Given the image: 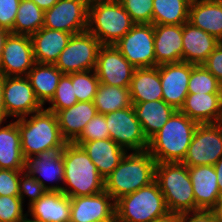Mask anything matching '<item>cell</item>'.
Instances as JSON below:
<instances>
[{
  "instance_id": "obj_1",
  "label": "cell",
  "mask_w": 222,
  "mask_h": 222,
  "mask_svg": "<svg viewBox=\"0 0 222 222\" xmlns=\"http://www.w3.org/2000/svg\"><path fill=\"white\" fill-rule=\"evenodd\" d=\"M199 124L176 110L148 143L147 151L157 163H182Z\"/></svg>"
},
{
  "instance_id": "obj_2",
  "label": "cell",
  "mask_w": 222,
  "mask_h": 222,
  "mask_svg": "<svg viewBox=\"0 0 222 222\" xmlns=\"http://www.w3.org/2000/svg\"><path fill=\"white\" fill-rule=\"evenodd\" d=\"M157 162L145 151L127 152L104 179V190L116 201L155 181Z\"/></svg>"
},
{
  "instance_id": "obj_3",
  "label": "cell",
  "mask_w": 222,
  "mask_h": 222,
  "mask_svg": "<svg viewBox=\"0 0 222 222\" xmlns=\"http://www.w3.org/2000/svg\"><path fill=\"white\" fill-rule=\"evenodd\" d=\"M21 139V150L26 161L40 152L63 149L67 141L63 138L57 116L45 107L16 119Z\"/></svg>"
},
{
  "instance_id": "obj_4",
  "label": "cell",
  "mask_w": 222,
  "mask_h": 222,
  "mask_svg": "<svg viewBox=\"0 0 222 222\" xmlns=\"http://www.w3.org/2000/svg\"><path fill=\"white\" fill-rule=\"evenodd\" d=\"M64 178L62 192L70 198L91 196L104 190V178L85 150L67 143L62 151Z\"/></svg>"
},
{
  "instance_id": "obj_5",
  "label": "cell",
  "mask_w": 222,
  "mask_h": 222,
  "mask_svg": "<svg viewBox=\"0 0 222 222\" xmlns=\"http://www.w3.org/2000/svg\"><path fill=\"white\" fill-rule=\"evenodd\" d=\"M169 213L156 180L115 201V222H152Z\"/></svg>"
},
{
  "instance_id": "obj_6",
  "label": "cell",
  "mask_w": 222,
  "mask_h": 222,
  "mask_svg": "<svg viewBox=\"0 0 222 222\" xmlns=\"http://www.w3.org/2000/svg\"><path fill=\"white\" fill-rule=\"evenodd\" d=\"M155 180L170 213L195 211V196L188 167L180 162L157 163Z\"/></svg>"
},
{
  "instance_id": "obj_7",
  "label": "cell",
  "mask_w": 222,
  "mask_h": 222,
  "mask_svg": "<svg viewBox=\"0 0 222 222\" xmlns=\"http://www.w3.org/2000/svg\"><path fill=\"white\" fill-rule=\"evenodd\" d=\"M134 25L121 3L96 2L88 6L87 31L102 45H114Z\"/></svg>"
},
{
  "instance_id": "obj_8",
  "label": "cell",
  "mask_w": 222,
  "mask_h": 222,
  "mask_svg": "<svg viewBox=\"0 0 222 222\" xmlns=\"http://www.w3.org/2000/svg\"><path fill=\"white\" fill-rule=\"evenodd\" d=\"M101 42L88 31L72 35L55 66L63 74L95 70Z\"/></svg>"
},
{
  "instance_id": "obj_9",
  "label": "cell",
  "mask_w": 222,
  "mask_h": 222,
  "mask_svg": "<svg viewBox=\"0 0 222 222\" xmlns=\"http://www.w3.org/2000/svg\"><path fill=\"white\" fill-rule=\"evenodd\" d=\"M110 138L127 152L148 149L149 140L144 135L133 105L105 115Z\"/></svg>"
},
{
  "instance_id": "obj_10",
  "label": "cell",
  "mask_w": 222,
  "mask_h": 222,
  "mask_svg": "<svg viewBox=\"0 0 222 222\" xmlns=\"http://www.w3.org/2000/svg\"><path fill=\"white\" fill-rule=\"evenodd\" d=\"M114 45L135 68L156 67L153 24H135Z\"/></svg>"
},
{
  "instance_id": "obj_11",
  "label": "cell",
  "mask_w": 222,
  "mask_h": 222,
  "mask_svg": "<svg viewBox=\"0 0 222 222\" xmlns=\"http://www.w3.org/2000/svg\"><path fill=\"white\" fill-rule=\"evenodd\" d=\"M222 157V123L199 124L183 164L187 167L214 165Z\"/></svg>"
},
{
  "instance_id": "obj_12",
  "label": "cell",
  "mask_w": 222,
  "mask_h": 222,
  "mask_svg": "<svg viewBox=\"0 0 222 222\" xmlns=\"http://www.w3.org/2000/svg\"><path fill=\"white\" fill-rule=\"evenodd\" d=\"M88 6L83 0H59L45 11L43 27L73 35L85 32L88 27Z\"/></svg>"
},
{
  "instance_id": "obj_13",
  "label": "cell",
  "mask_w": 222,
  "mask_h": 222,
  "mask_svg": "<svg viewBox=\"0 0 222 222\" xmlns=\"http://www.w3.org/2000/svg\"><path fill=\"white\" fill-rule=\"evenodd\" d=\"M135 67L115 45H102L98 52L95 72L105 85L130 88Z\"/></svg>"
},
{
  "instance_id": "obj_14",
  "label": "cell",
  "mask_w": 222,
  "mask_h": 222,
  "mask_svg": "<svg viewBox=\"0 0 222 222\" xmlns=\"http://www.w3.org/2000/svg\"><path fill=\"white\" fill-rule=\"evenodd\" d=\"M3 97L8 116L13 120L44 108L26 76H5Z\"/></svg>"
},
{
  "instance_id": "obj_15",
  "label": "cell",
  "mask_w": 222,
  "mask_h": 222,
  "mask_svg": "<svg viewBox=\"0 0 222 222\" xmlns=\"http://www.w3.org/2000/svg\"><path fill=\"white\" fill-rule=\"evenodd\" d=\"M30 36L9 33L0 59V72L5 76H27L35 64Z\"/></svg>"
},
{
  "instance_id": "obj_16",
  "label": "cell",
  "mask_w": 222,
  "mask_h": 222,
  "mask_svg": "<svg viewBox=\"0 0 222 222\" xmlns=\"http://www.w3.org/2000/svg\"><path fill=\"white\" fill-rule=\"evenodd\" d=\"M70 201V222H115V200L105 190Z\"/></svg>"
},
{
  "instance_id": "obj_17",
  "label": "cell",
  "mask_w": 222,
  "mask_h": 222,
  "mask_svg": "<svg viewBox=\"0 0 222 222\" xmlns=\"http://www.w3.org/2000/svg\"><path fill=\"white\" fill-rule=\"evenodd\" d=\"M192 64L187 62L159 65L163 100L175 110H180L188 95V82Z\"/></svg>"
},
{
  "instance_id": "obj_18",
  "label": "cell",
  "mask_w": 222,
  "mask_h": 222,
  "mask_svg": "<svg viewBox=\"0 0 222 222\" xmlns=\"http://www.w3.org/2000/svg\"><path fill=\"white\" fill-rule=\"evenodd\" d=\"M63 149H50L40 152L26 161V170L47 191L62 192L64 178ZM49 181L51 184H46ZM52 182H55L52 184ZM59 183V184H58ZM62 183V184H61Z\"/></svg>"
},
{
  "instance_id": "obj_19",
  "label": "cell",
  "mask_w": 222,
  "mask_h": 222,
  "mask_svg": "<svg viewBox=\"0 0 222 222\" xmlns=\"http://www.w3.org/2000/svg\"><path fill=\"white\" fill-rule=\"evenodd\" d=\"M188 172L195 196V211L215 210L221 199V193L214 165L188 167Z\"/></svg>"
},
{
  "instance_id": "obj_20",
  "label": "cell",
  "mask_w": 222,
  "mask_h": 222,
  "mask_svg": "<svg viewBox=\"0 0 222 222\" xmlns=\"http://www.w3.org/2000/svg\"><path fill=\"white\" fill-rule=\"evenodd\" d=\"M180 111L198 124L222 123V93H188Z\"/></svg>"
},
{
  "instance_id": "obj_21",
  "label": "cell",
  "mask_w": 222,
  "mask_h": 222,
  "mask_svg": "<svg viewBox=\"0 0 222 222\" xmlns=\"http://www.w3.org/2000/svg\"><path fill=\"white\" fill-rule=\"evenodd\" d=\"M182 61L203 64L220 43L214 36L186 22L182 25Z\"/></svg>"
},
{
  "instance_id": "obj_22",
  "label": "cell",
  "mask_w": 222,
  "mask_h": 222,
  "mask_svg": "<svg viewBox=\"0 0 222 222\" xmlns=\"http://www.w3.org/2000/svg\"><path fill=\"white\" fill-rule=\"evenodd\" d=\"M73 143L85 150L104 179L112 173L127 153L125 149L117 145L111 138L74 141Z\"/></svg>"
},
{
  "instance_id": "obj_23",
  "label": "cell",
  "mask_w": 222,
  "mask_h": 222,
  "mask_svg": "<svg viewBox=\"0 0 222 222\" xmlns=\"http://www.w3.org/2000/svg\"><path fill=\"white\" fill-rule=\"evenodd\" d=\"M182 25H154L156 66L182 62Z\"/></svg>"
},
{
  "instance_id": "obj_24",
  "label": "cell",
  "mask_w": 222,
  "mask_h": 222,
  "mask_svg": "<svg viewBox=\"0 0 222 222\" xmlns=\"http://www.w3.org/2000/svg\"><path fill=\"white\" fill-rule=\"evenodd\" d=\"M27 213L28 217L44 222H70V197L63 192L47 191L28 207Z\"/></svg>"
},
{
  "instance_id": "obj_25",
  "label": "cell",
  "mask_w": 222,
  "mask_h": 222,
  "mask_svg": "<svg viewBox=\"0 0 222 222\" xmlns=\"http://www.w3.org/2000/svg\"><path fill=\"white\" fill-rule=\"evenodd\" d=\"M73 34L42 27L30 36L36 63L55 64Z\"/></svg>"
},
{
  "instance_id": "obj_26",
  "label": "cell",
  "mask_w": 222,
  "mask_h": 222,
  "mask_svg": "<svg viewBox=\"0 0 222 222\" xmlns=\"http://www.w3.org/2000/svg\"><path fill=\"white\" fill-rule=\"evenodd\" d=\"M96 114L93 101H78L70 108L59 110L56 116L61 134L67 143H73Z\"/></svg>"
},
{
  "instance_id": "obj_27",
  "label": "cell",
  "mask_w": 222,
  "mask_h": 222,
  "mask_svg": "<svg viewBox=\"0 0 222 222\" xmlns=\"http://www.w3.org/2000/svg\"><path fill=\"white\" fill-rule=\"evenodd\" d=\"M189 23L222 40V0H192Z\"/></svg>"
},
{
  "instance_id": "obj_28",
  "label": "cell",
  "mask_w": 222,
  "mask_h": 222,
  "mask_svg": "<svg viewBox=\"0 0 222 222\" xmlns=\"http://www.w3.org/2000/svg\"><path fill=\"white\" fill-rule=\"evenodd\" d=\"M3 124H0V169L26 170L16 119Z\"/></svg>"
},
{
  "instance_id": "obj_29",
  "label": "cell",
  "mask_w": 222,
  "mask_h": 222,
  "mask_svg": "<svg viewBox=\"0 0 222 222\" xmlns=\"http://www.w3.org/2000/svg\"><path fill=\"white\" fill-rule=\"evenodd\" d=\"M132 105L148 140L166 124L176 111L164 100L132 102Z\"/></svg>"
},
{
  "instance_id": "obj_30",
  "label": "cell",
  "mask_w": 222,
  "mask_h": 222,
  "mask_svg": "<svg viewBox=\"0 0 222 222\" xmlns=\"http://www.w3.org/2000/svg\"><path fill=\"white\" fill-rule=\"evenodd\" d=\"M159 65L152 68H136L130 84L131 102L163 100Z\"/></svg>"
},
{
  "instance_id": "obj_31",
  "label": "cell",
  "mask_w": 222,
  "mask_h": 222,
  "mask_svg": "<svg viewBox=\"0 0 222 222\" xmlns=\"http://www.w3.org/2000/svg\"><path fill=\"white\" fill-rule=\"evenodd\" d=\"M63 73L54 64L35 63L27 78L39 102L45 107L55 95Z\"/></svg>"
},
{
  "instance_id": "obj_32",
  "label": "cell",
  "mask_w": 222,
  "mask_h": 222,
  "mask_svg": "<svg viewBox=\"0 0 222 222\" xmlns=\"http://www.w3.org/2000/svg\"><path fill=\"white\" fill-rule=\"evenodd\" d=\"M192 0H153V25H183Z\"/></svg>"
},
{
  "instance_id": "obj_33",
  "label": "cell",
  "mask_w": 222,
  "mask_h": 222,
  "mask_svg": "<svg viewBox=\"0 0 222 222\" xmlns=\"http://www.w3.org/2000/svg\"><path fill=\"white\" fill-rule=\"evenodd\" d=\"M93 102L97 113L104 115L132 106L130 88L100 83Z\"/></svg>"
},
{
  "instance_id": "obj_34",
  "label": "cell",
  "mask_w": 222,
  "mask_h": 222,
  "mask_svg": "<svg viewBox=\"0 0 222 222\" xmlns=\"http://www.w3.org/2000/svg\"><path fill=\"white\" fill-rule=\"evenodd\" d=\"M45 11L31 0H21L10 33L31 36L44 26Z\"/></svg>"
},
{
  "instance_id": "obj_35",
  "label": "cell",
  "mask_w": 222,
  "mask_h": 222,
  "mask_svg": "<svg viewBox=\"0 0 222 222\" xmlns=\"http://www.w3.org/2000/svg\"><path fill=\"white\" fill-rule=\"evenodd\" d=\"M188 93H222V85L203 64H192L188 82Z\"/></svg>"
},
{
  "instance_id": "obj_36",
  "label": "cell",
  "mask_w": 222,
  "mask_h": 222,
  "mask_svg": "<svg viewBox=\"0 0 222 222\" xmlns=\"http://www.w3.org/2000/svg\"><path fill=\"white\" fill-rule=\"evenodd\" d=\"M71 80L78 101H94L100 85L95 70L71 73Z\"/></svg>"
},
{
  "instance_id": "obj_37",
  "label": "cell",
  "mask_w": 222,
  "mask_h": 222,
  "mask_svg": "<svg viewBox=\"0 0 222 222\" xmlns=\"http://www.w3.org/2000/svg\"><path fill=\"white\" fill-rule=\"evenodd\" d=\"M77 102L78 100L72 85L71 74H63L59 80L55 95L48 103L49 107L45 108L56 114L59 110L70 108Z\"/></svg>"
},
{
  "instance_id": "obj_38",
  "label": "cell",
  "mask_w": 222,
  "mask_h": 222,
  "mask_svg": "<svg viewBox=\"0 0 222 222\" xmlns=\"http://www.w3.org/2000/svg\"><path fill=\"white\" fill-rule=\"evenodd\" d=\"M19 196H0V222H23L27 216Z\"/></svg>"
},
{
  "instance_id": "obj_39",
  "label": "cell",
  "mask_w": 222,
  "mask_h": 222,
  "mask_svg": "<svg viewBox=\"0 0 222 222\" xmlns=\"http://www.w3.org/2000/svg\"><path fill=\"white\" fill-rule=\"evenodd\" d=\"M121 4L135 24H152L153 0H123Z\"/></svg>"
},
{
  "instance_id": "obj_40",
  "label": "cell",
  "mask_w": 222,
  "mask_h": 222,
  "mask_svg": "<svg viewBox=\"0 0 222 222\" xmlns=\"http://www.w3.org/2000/svg\"><path fill=\"white\" fill-rule=\"evenodd\" d=\"M47 190L42 186V184L37 181L27 170H24L20 174L19 179V197L22 203L25 202V197L28 198V207L36 202L40 197H42Z\"/></svg>"
},
{
  "instance_id": "obj_41",
  "label": "cell",
  "mask_w": 222,
  "mask_h": 222,
  "mask_svg": "<svg viewBox=\"0 0 222 222\" xmlns=\"http://www.w3.org/2000/svg\"><path fill=\"white\" fill-rule=\"evenodd\" d=\"M110 138L104 114L97 113L75 141H92Z\"/></svg>"
},
{
  "instance_id": "obj_42",
  "label": "cell",
  "mask_w": 222,
  "mask_h": 222,
  "mask_svg": "<svg viewBox=\"0 0 222 222\" xmlns=\"http://www.w3.org/2000/svg\"><path fill=\"white\" fill-rule=\"evenodd\" d=\"M23 171L0 169V196H19V179Z\"/></svg>"
},
{
  "instance_id": "obj_43",
  "label": "cell",
  "mask_w": 222,
  "mask_h": 222,
  "mask_svg": "<svg viewBox=\"0 0 222 222\" xmlns=\"http://www.w3.org/2000/svg\"><path fill=\"white\" fill-rule=\"evenodd\" d=\"M21 0H0V28L12 31Z\"/></svg>"
},
{
  "instance_id": "obj_44",
  "label": "cell",
  "mask_w": 222,
  "mask_h": 222,
  "mask_svg": "<svg viewBox=\"0 0 222 222\" xmlns=\"http://www.w3.org/2000/svg\"><path fill=\"white\" fill-rule=\"evenodd\" d=\"M204 67L212 73L222 85V43L210 53L207 60L203 63Z\"/></svg>"
},
{
  "instance_id": "obj_45",
  "label": "cell",
  "mask_w": 222,
  "mask_h": 222,
  "mask_svg": "<svg viewBox=\"0 0 222 222\" xmlns=\"http://www.w3.org/2000/svg\"><path fill=\"white\" fill-rule=\"evenodd\" d=\"M180 222H219L215 210L199 209L180 214Z\"/></svg>"
},
{
  "instance_id": "obj_46",
  "label": "cell",
  "mask_w": 222,
  "mask_h": 222,
  "mask_svg": "<svg viewBox=\"0 0 222 222\" xmlns=\"http://www.w3.org/2000/svg\"><path fill=\"white\" fill-rule=\"evenodd\" d=\"M4 84H5V75L0 72V124L9 122L7 119L10 117L8 116L5 104H4Z\"/></svg>"
},
{
  "instance_id": "obj_47",
  "label": "cell",
  "mask_w": 222,
  "mask_h": 222,
  "mask_svg": "<svg viewBox=\"0 0 222 222\" xmlns=\"http://www.w3.org/2000/svg\"><path fill=\"white\" fill-rule=\"evenodd\" d=\"M214 169L217 174V183L222 196V157L214 164Z\"/></svg>"
},
{
  "instance_id": "obj_48",
  "label": "cell",
  "mask_w": 222,
  "mask_h": 222,
  "mask_svg": "<svg viewBox=\"0 0 222 222\" xmlns=\"http://www.w3.org/2000/svg\"><path fill=\"white\" fill-rule=\"evenodd\" d=\"M39 8L46 11L53 7L59 0H31Z\"/></svg>"
},
{
  "instance_id": "obj_49",
  "label": "cell",
  "mask_w": 222,
  "mask_h": 222,
  "mask_svg": "<svg viewBox=\"0 0 222 222\" xmlns=\"http://www.w3.org/2000/svg\"><path fill=\"white\" fill-rule=\"evenodd\" d=\"M152 222H180V214L169 213L167 216L153 220Z\"/></svg>"
},
{
  "instance_id": "obj_50",
  "label": "cell",
  "mask_w": 222,
  "mask_h": 222,
  "mask_svg": "<svg viewBox=\"0 0 222 222\" xmlns=\"http://www.w3.org/2000/svg\"><path fill=\"white\" fill-rule=\"evenodd\" d=\"M9 33L10 32L8 30L0 28V59H1L2 49L4 47L5 40L7 36L9 35Z\"/></svg>"
},
{
  "instance_id": "obj_51",
  "label": "cell",
  "mask_w": 222,
  "mask_h": 222,
  "mask_svg": "<svg viewBox=\"0 0 222 222\" xmlns=\"http://www.w3.org/2000/svg\"><path fill=\"white\" fill-rule=\"evenodd\" d=\"M219 222H222V196L219 200L218 207L215 209Z\"/></svg>"
},
{
  "instance_id": "obj_52",
  "label": "cell",
  "mask_w": 222,
  "mask_h": 222,
  "mask_svg": "<svg viewBox=\"0 0 222 222\" xmlns=\"http://www.w3.org/2000/svg\"><path fill=\"white\" fill-rule=\"evenodd\" d=\"M123 0H91V3L108 2V3H122Z\"/></svg>"
},
{
  "instance_id": "obj_53",
  "label": "cell",
  "mask_w": 222,
  "mask_h": 222,
  "mask_svg": "<svg viewBox=\"0 0 222 222\" xmlns=\"http://www.w3.org/2000/svg\"><path fill=\"white\" fill-rule=\"evenodd\" d=\"M23 222H44V221L34 219V218H31V217L28 218V215H27Z\"/></svg>"
},
{
  "instance_id": "obj_54",
  "label": "cell",
  "mask_w": 222,
  "mask_h": 222,
  "mask_svg": "<svg viewBox=\"0 0 222 222\" xmlns=\"http://www.w3.org/2000/svg\"><path fill=\"white\" fill-rule=\"evenodd\" d=\"M83 1H86L88 4H90V3H91V0H83Z\"/></svg>"
}]
</instances>
